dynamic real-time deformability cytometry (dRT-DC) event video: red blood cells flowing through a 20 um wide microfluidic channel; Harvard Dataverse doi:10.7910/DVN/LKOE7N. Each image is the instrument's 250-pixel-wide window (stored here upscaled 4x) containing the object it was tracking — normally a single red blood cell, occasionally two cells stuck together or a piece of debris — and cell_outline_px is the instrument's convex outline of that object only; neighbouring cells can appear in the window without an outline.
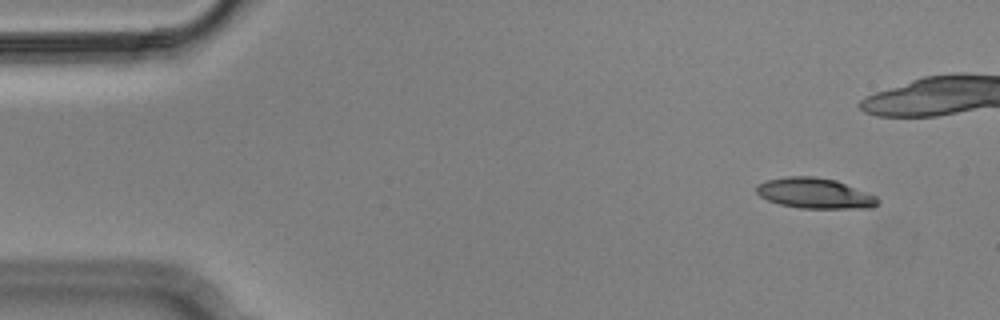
{"species": "Egyptian fruit bat (a non-hibernating species)", "species_latin": "Rousettus aegyptiacus", "temperature_condition": "cold", "stored_images_in_passage": 5, "camera_frame_rate_fps": 3000, "um_per_image_px": 0.085, "animal": {"sex": "male"}, "frame": {"image": 1, "passage_image": 1, "time_ms": 0.0, "image_size_px": [1000, 320], "cell_outline_px": [[880, 204], [872, 208], [800, 208], [780, 204], [768, 200], [760, 196], [756, 192], [756, 184], [768, 180], [788, 176], [816, 176], [836, 180], [876, 196], [880, 200]], "centroid_in_image_um": [69.27, 16.43], "position_along_channel_um": 15.7, "area_um2": 21.56}}